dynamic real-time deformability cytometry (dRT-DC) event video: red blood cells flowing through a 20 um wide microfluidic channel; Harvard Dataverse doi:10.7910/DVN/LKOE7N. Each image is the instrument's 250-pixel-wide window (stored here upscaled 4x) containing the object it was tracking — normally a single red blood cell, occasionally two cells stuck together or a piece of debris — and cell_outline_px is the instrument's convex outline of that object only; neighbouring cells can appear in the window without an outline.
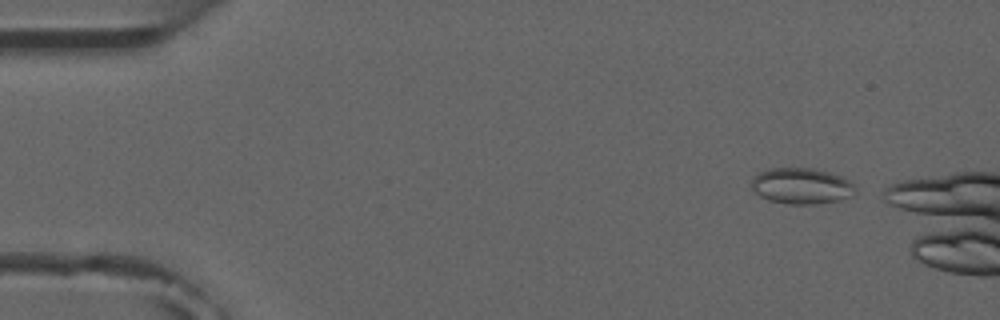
{"species": "common noctule bat (a hibernating species)", "species_latin": "Nyctalus noctula", "temperature_condition": "room temperature", "stored_images_in_passage": 4, "camera_frame_rate_fps": 3000, "um_per_image_px": 0.085, "animal": {"sex": "male", "forearm_length_mm": 52.5}, "frame": {"image": 1, "passage_image": 1, "time_ms": 0.0, "image_size_px": [1000, 320], "cell_outline_px": [[856, 188], [852, 196], [840, 200], [820, 204], [788, 204], [768, 200], [760, 196], [752, 188], [752, 180], [760, 172], [768, 168], [812, 168], [828, 172], [840, 176], [848, 180]], "centroid_in_image_um": [68.13, 15.82], "position_along_channel_um": 16.9, "area_um2": 21.73}}